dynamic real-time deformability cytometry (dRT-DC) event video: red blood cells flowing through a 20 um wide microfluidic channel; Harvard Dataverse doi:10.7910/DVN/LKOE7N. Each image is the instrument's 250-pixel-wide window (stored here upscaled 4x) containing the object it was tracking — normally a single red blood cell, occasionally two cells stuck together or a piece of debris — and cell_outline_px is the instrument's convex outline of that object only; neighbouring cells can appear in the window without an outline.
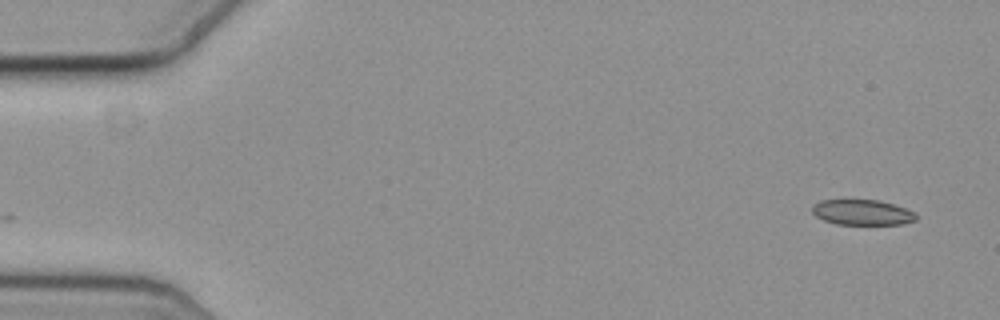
{"species": "common noctule bat (a hibernating species)", "species_latin": "Nyctalus noctula", "temperature_condition": "cold", "stored_images_in_passage": 55, "camera_frame_rate_fps": 3000, "um_per_image_px": 0.085, "animal": {"sex": "female", "body_mass_g": 19.3, "forearm_length_mm": 54.1}, "frame": {"image": 1, "passage_image": 1, "time_ms": 0.0, "image_size_px": [1000, 320], "cell_outline_px": [[916, 220], [904, 224], [836, 224], [824, 220], [816, 216], [812, 212], [812, 204], [820, 200], [880, 200], [916, 212]], "centroid_in_image_um": [73.28, 18.05], "position_along_channel_um": 11.7, "area_um2": 15.37}}
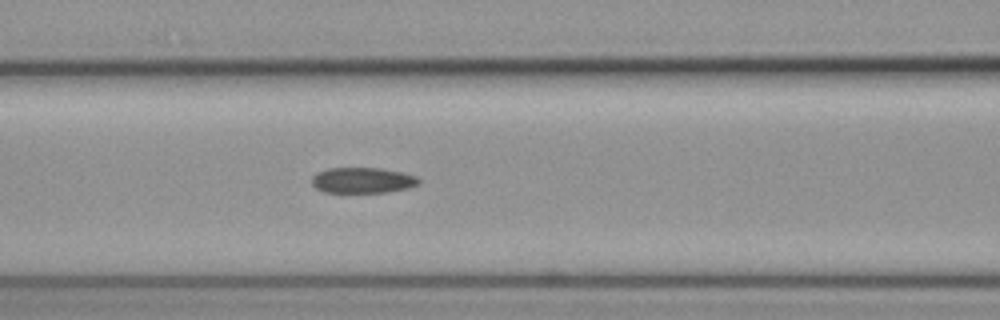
{"frame": {"image": 2, "passage_image": 22, "time_ms": 7.0, "image_size_px": [1000, 320], "cell_outline_px": [[420, 184], [408, 188], [384, 192], [324, 192], [316, 188], [312, 184], [312, 176], [316, 172], [328, 168], [380, 168], [400, 172], [416, 176], [420, 180]], "centroid_in_image_um": [30.8, 15.32], "position_along_channel_um": 135.8, "area_um2": 15.95}}
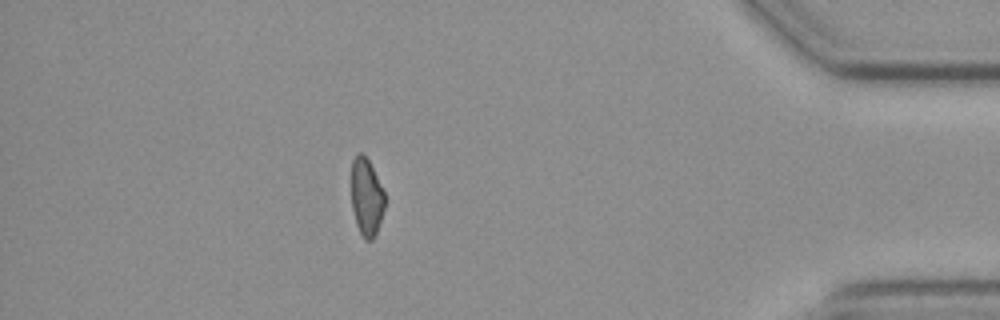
{"frame": {"image": 3, "passage_image": 48, "time_ms": 15.667, "image_size_px": [1000, 320], "cell_outline_px": [[384, 208], [376, 232], [372, 240], [364, 240], [356, 224], [352, 208], [352, 160], [360, 152], [368, 160], [384, 192]], "centroid_in_image_um": [31.14, 16.78], "position_along_channel_um": 404.1, "area_um2": 14.68}, "authors_computed_cell_mechanics": {"area_um2": 16.7042, "velocity_mm_per_s": 3.656, "shape_relaxation_time_tau1_ms": 5.6407, "shape_relaxation_time_tau2_ms": 3.9339, "deformation_change_tau1": 0.1239, "deformation_change_tau2": 0.096}}